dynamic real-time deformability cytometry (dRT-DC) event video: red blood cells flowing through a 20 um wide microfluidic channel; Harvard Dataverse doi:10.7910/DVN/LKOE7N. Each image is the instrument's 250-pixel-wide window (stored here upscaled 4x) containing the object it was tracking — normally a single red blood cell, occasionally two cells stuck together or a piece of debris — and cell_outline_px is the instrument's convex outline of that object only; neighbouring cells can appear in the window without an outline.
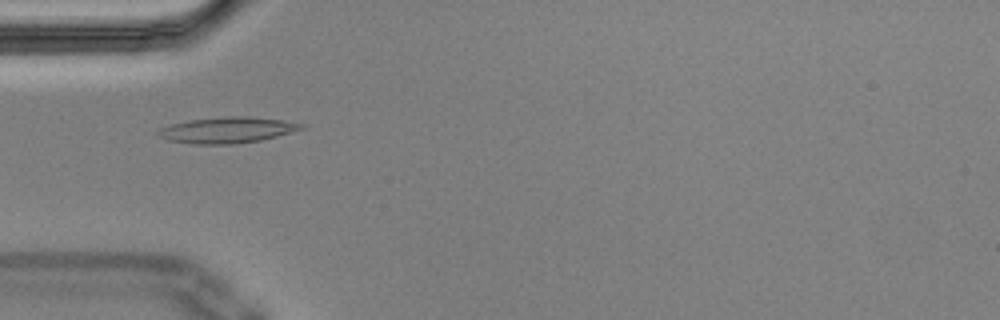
{"species": "Egyptian fruit bat (a non-hibernating species)", "species_latin": "Rousettus aegyptiacus", "temperature_condition": "cold", "stored_images_in_passage": 46, "segment_of_instrument_passage": [1, 2], "camera_frame_rate_fps": 3000, "um_per_image_px": 0.085, "animal": {"sex": "male"}, "frame": {"image": 1, "passage_image": 7, "time_ms": 2.0, "image_size_px": [1000, 320], "cell_outline_px": [[308, 124], [304, 128], [276, 136], [260, 140], [232, 144], [192, 144], [168, 140], [156, 136], [156, 132], [160, 128], [172, 124], [192, 120], [228, 116], [248, 116], [280, 120]], "centroid_in_image_um": [19.29, 11.06], "position_along_channel_um": 65.7, "area_um2": 21.5}}
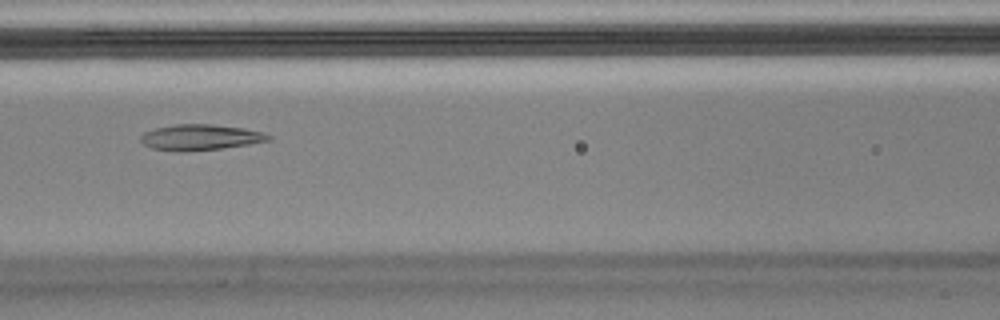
{"frame": {"image": 2, "passage_image": 14, "time_ms": 4.333, "image_size_px": [1000, 320], "cell_outline_px": [[272, 140], [248, 144], [220, 148], [180, 152], [152, 148], [144, 144], [140, 140], [140, 136], [144, 132], [156, 128], [176, 124], [212, 124], [244, 128], [264, 132], [272, 136]], "centroid_in_image_um": [17.04, 11.66], "position_along_channel_um": 149.6, "area_um2": 19.13}}
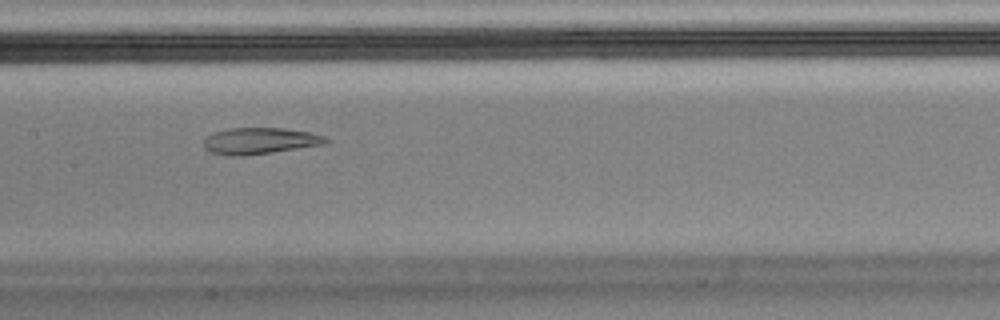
{"frame": {"image": 3, "passage_image": 17, "time_ms": 5.333, "image_size_px": [1000, 320], "cell_outline_px": [[332, 140], [328, 144], [244, 156], [232, 156], [212, 152], [204, 148], [204, 140], [208, 136], [216, 132], [228, 128], [280, 128], [308, 132], [324, 136]], "centroid_in_image_um": [22.14, 11.98], "position_along_channel_um": 185.3, "area_um2": 18.73}}